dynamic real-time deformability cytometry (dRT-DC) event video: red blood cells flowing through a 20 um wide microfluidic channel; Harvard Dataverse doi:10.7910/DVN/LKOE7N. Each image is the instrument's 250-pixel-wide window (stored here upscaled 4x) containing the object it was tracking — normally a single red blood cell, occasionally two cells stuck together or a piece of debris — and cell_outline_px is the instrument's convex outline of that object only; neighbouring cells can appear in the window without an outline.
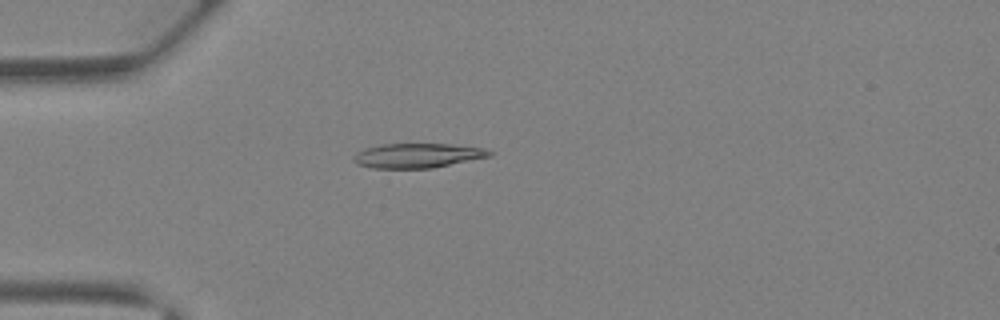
{"species": "Egyptian fruit bat (a non-hibernating species)", "species_latin": "Rousettus aegyptiacus", "temperature_condition": "warm", "stored_images_in_passage": 41, "camera_frame_rate_fps": 3000, "um_per_image_px": 0.085, "animal": {"sex": "female"}, "frame": {"image": 1, "passage_image": 12, "time_ms": 3.667, "image_size_px": [1000, 320], "cell_outline_px": [[492, 156], [432, 168], [372, 168], [356, 164], [352, 160], [352, 156], [356, 152], [364, 148], [380, 144], [452, 144], [484, 148], [492, 152]], "centroid_in_image_um": [35.45, 13.22], "position_along_channel_um": 49.6, "area_um2": 19.59}}
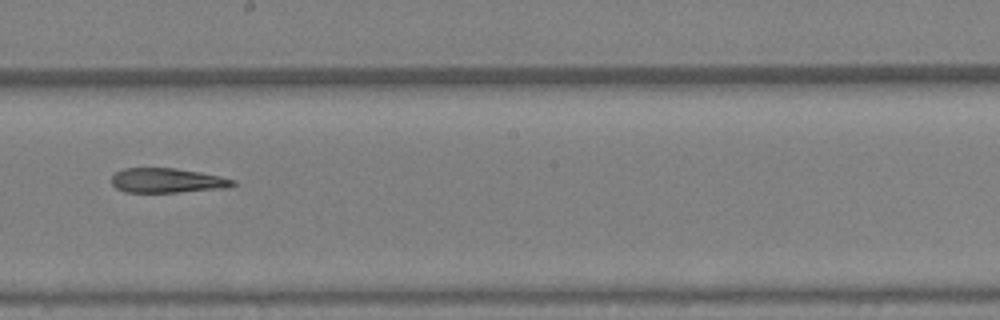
{"frame": {"image": 2, "passage_image": 24, "time_ms": 7.667, "image_size_px": [1000, 320], "cell_outline_px": [[236, 184], [232, 188], [180, 192], [124, 192], [116, 188], [112, 184], [112, 176], [116, 172], [124, 168], [176, 168], [200, 172], [220, 176], [236, 180]], "centroid_in_image_um": [14.27, 15.35], "position_along_channel_um": 233.9, "area_um2": 17.63}}
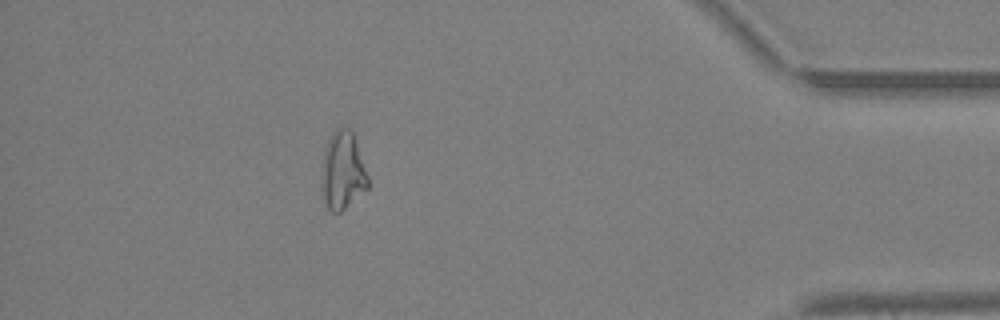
{"frame": {"image": 3, "passage_image": 37, "time_ms": 12.0, "image_size_px": [1000, 320], "cell_outline_px": [[368, 188], [340, 212], [332, 212], [328, 208], [324, 200], [324, 152], [336, 128], [348, 128], [352, 132], [368, 176]], "centroid_in_image_um": [29.17, 14.54], "position_along_channel_um": 406.0, "area_um2": 19.88}}